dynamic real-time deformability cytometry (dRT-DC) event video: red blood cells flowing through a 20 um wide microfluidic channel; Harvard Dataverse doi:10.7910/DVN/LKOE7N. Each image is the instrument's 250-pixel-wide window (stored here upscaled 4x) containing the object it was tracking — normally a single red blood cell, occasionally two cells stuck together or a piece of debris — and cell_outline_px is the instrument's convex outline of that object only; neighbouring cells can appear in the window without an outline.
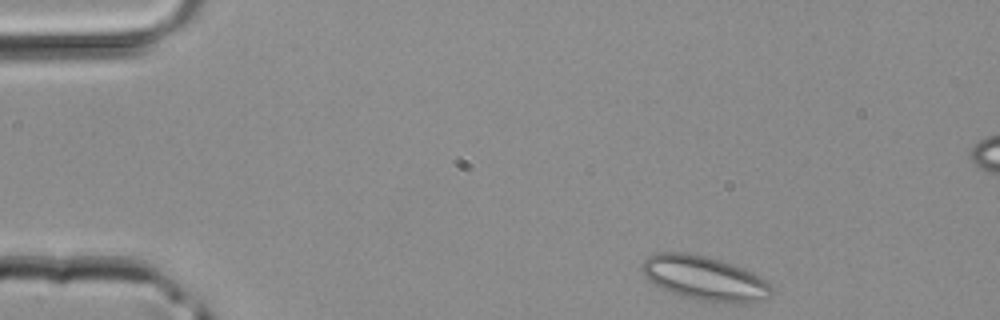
{"species": "common noctule bat (a hibernating species)", "species_latin": "Nyctalus noctula", "temperature_condition": "room temperature", "stored_images_in_passage": 39, "segment_of_instrument_passage": [1, 3], "camera_frame_rate_fps": 3000, "um_per_image_px": 0.085, "animal": {"sex": "male", "body_mass_g": 20.4}, "frame": {"image": 1, "passage_image": 1, "time_ms": 0.0, "image_size_px": [1000, 320], "cell_outline_px": [[772, 296], [764, 300], [736, 304], [696, 300], [672, 292], [648, 280], [644, 276], [640, 264], [648, 256], [660, 252], [684, 252], [708, 256], [744, 268], [752, 272], [764, 280], [772, 288]], "centroid_in_image_um": [59.9, 23.65], "position_along_channel_um": 25.1, "area_um2": 33.47}}